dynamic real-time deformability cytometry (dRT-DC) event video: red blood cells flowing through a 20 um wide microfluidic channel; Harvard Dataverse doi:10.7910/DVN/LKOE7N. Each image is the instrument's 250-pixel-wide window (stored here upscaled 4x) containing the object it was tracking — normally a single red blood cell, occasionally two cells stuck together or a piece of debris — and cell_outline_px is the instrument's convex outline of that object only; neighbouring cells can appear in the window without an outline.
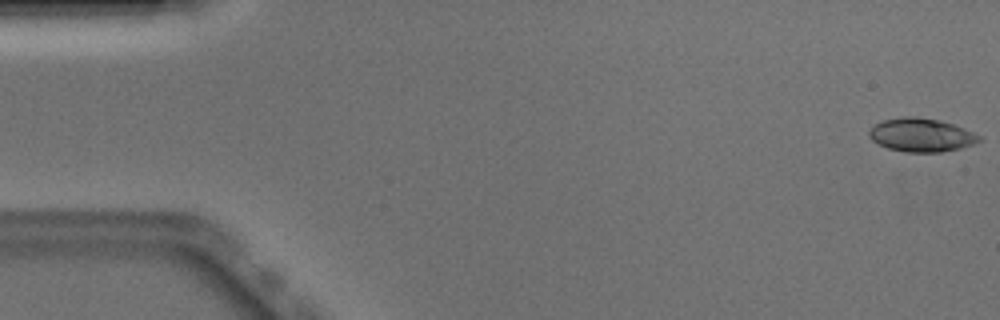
{"species": "Egyptian fruit bat (a non-hibernating species)", "species_latin": "Rousettus aegyptiacus", "temperature_condition": "warm", "stored_images_in_passage": 13, "camera_frame_rate_fps": 3000, "um_per_image_px": 0.085, "animal": {"sex": "male"}, "frame": {"image": 1, "passage_image": 1, "time_ms": 0.0, "image_size_px": [1000, 320], "cell_outline_px": [[980, 140], [972, 144], [960, 148], [940, 152], [904, 152], [888, 148], [872, 140], [868, 136], [868, 132], [876, 124], [884, 120], [904, 116], [916, 116], [940, 120], [964, 128], [980, 136]], "centroid_in_image_um": [78.29, 11.47], "position_along_channel_um": 6.7, "area_um2": 21.27}}
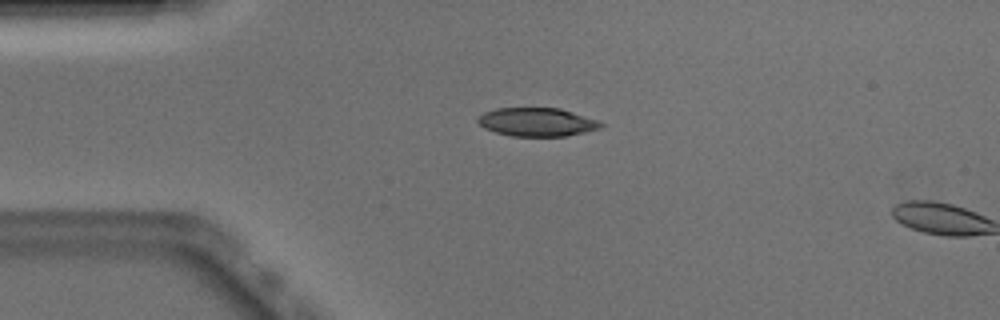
{"frame": {"image": 2, "passage_image": 12, "time_ms": 3.667, "image_size_px": [1000, 320], "cell_outline_px": [[604, 124], [600, 128], [584, 132], [564, 136], [512, 136], [496, 132], [484, 128], [476, 120], [484, 112], [496, 108], [560, 108], [596, 120]], "centroid_in_image_um": [45.61, 10.37], "position_along_channel_um": 39.4, "area_um2": 20.17}}